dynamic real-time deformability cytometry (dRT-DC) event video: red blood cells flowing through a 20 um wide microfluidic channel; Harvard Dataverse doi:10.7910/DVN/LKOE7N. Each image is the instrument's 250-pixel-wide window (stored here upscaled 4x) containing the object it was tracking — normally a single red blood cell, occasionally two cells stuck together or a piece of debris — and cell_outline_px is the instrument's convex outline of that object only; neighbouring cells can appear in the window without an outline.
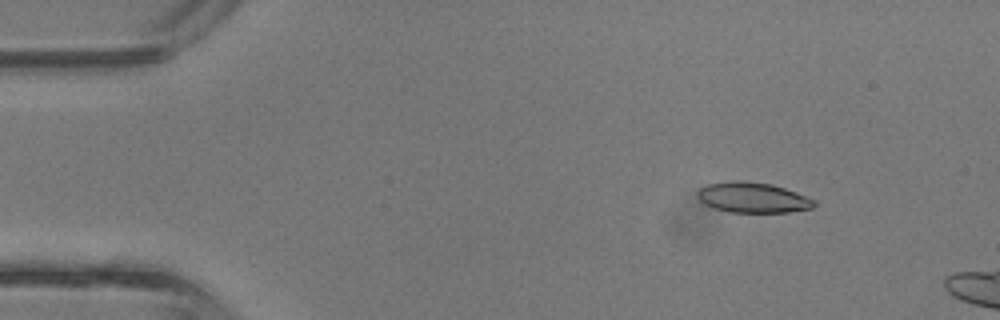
{"species": "common noctule bat (a hibernating species)", "species_latin": "Nyctalus noctula", "temperature_condition": "room temperature", "stored_images_in_passage": 10, "camera_frame_rate_fps": 3000, "um_per_image_px": 0.085, "animal": {"sex": "male", "body_mass_g": 13.3}, "frame": {"image": 1, "passage_image": 5, "time_ms": 1.333, "image_size_px": [1000, 320], "cell_outline_px": [[816, 204], [812, 208], [788, 212], [728, 212], [704, 204], [696, 196], [696, 192], [700, 188], [708, 184], [728, 180], [744, 180], [772, 184], [796, 192], [816, 200]], "centroid_in_image_um": [63.97, 16.78], "position_along_channel_um": 21.0, "area_um2": 20.81}}